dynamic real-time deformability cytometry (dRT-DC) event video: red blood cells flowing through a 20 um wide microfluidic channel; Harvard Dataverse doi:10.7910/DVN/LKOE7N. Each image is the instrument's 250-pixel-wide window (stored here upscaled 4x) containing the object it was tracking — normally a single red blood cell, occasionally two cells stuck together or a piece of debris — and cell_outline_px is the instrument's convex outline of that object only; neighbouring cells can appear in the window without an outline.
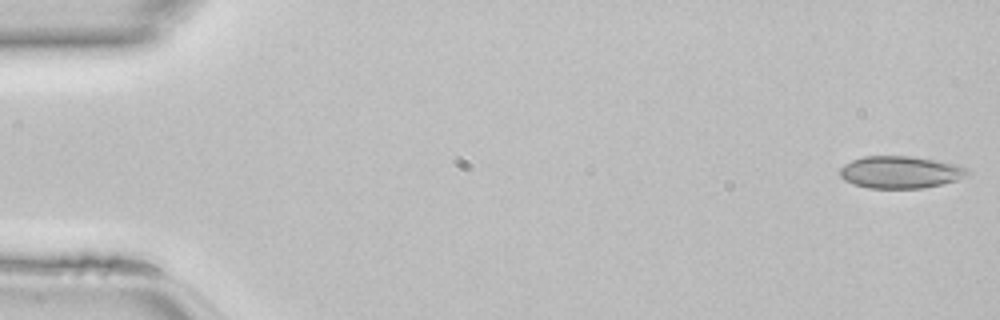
{"species": "common noctule bat (a hibernating species)", "species_latin": "Nyctalus noctula", "temperature_condition": "room temperature", "stored_images_in_passage": 8, "camera_frame_rate_fps": 3000, "um_per_image_px": 0.085, "animal": {"sex": "female", "body_mass_g": 22.7, "forearm_length_mm": 54.2}, "frame": {"image": 1, "passage_image": 1, "time_ms": 0.0, "image_size_px": [1000, 320], "cell_outline_px": [[972, 172], [968, 176], [956, 180], [940, 184], [920, 188], [868, 188], [844, 180], [840, 176], [840, 168], [844, 164], [852, 160], [864, 156], [912, 156], [936, 160], [956, 164], [968, 168]], "centroid_in_image_um": [76.56, 14.62], "position_along_channel_um": 8.4, "area_um2": 23.99}}